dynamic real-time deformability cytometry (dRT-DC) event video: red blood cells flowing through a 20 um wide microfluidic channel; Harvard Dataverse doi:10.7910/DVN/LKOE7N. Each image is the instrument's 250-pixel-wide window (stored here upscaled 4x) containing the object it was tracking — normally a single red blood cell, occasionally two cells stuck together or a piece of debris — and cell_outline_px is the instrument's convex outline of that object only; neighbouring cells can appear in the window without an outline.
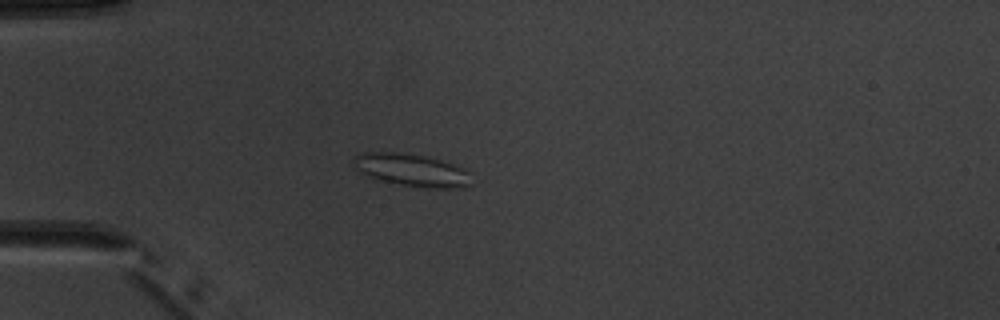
{"species": "common noctule bat (a hibernating species)", "species_latin": "Nyctalus noctula", "temperature_condition": "warm", "stored_images_in_passage": 4, "camera_frame_rate_fps": 3000, "um_per_image_px": 0.085, "animal": {"sex": "male", "body_mass_g": 20.1, "forearm_length_mm": 53.5}, "frame": {"image": 1, "passage_image": 3, "time_ms": 3.0, "image_size_px": [1000, 320], "cell_outline_px": [[472, 184], [464, 188], [424, 188], [376, 180], [368, 176], [356, 168], [352, 160], [352, 156], [360, 152], [396, 152], [424, 156], [440, 160], [464, 168], [468, 172]], "centroid_in_image_um": [34.97, 14.46], "position_along_channel_um": 50.0, "area_um2": 22.48}}